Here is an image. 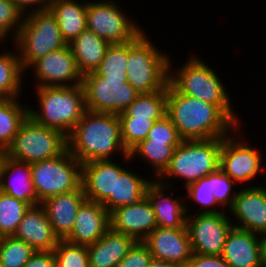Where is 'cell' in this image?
Returning a JSON list of instances; mask_svg holds the SVG:
<instances>
[{
    "mask_svg": "<svg viewBox=\"0 0 266 267\" xmlns=\"http://www.w3.org/2000/svg\"><path fill=\"white\" fill-rule=\"evenodd\" d=\"M23 19V13L11 0H0V45L7 41L8 35L14 42Z\"/></svg>",
    "mask_w": 266,
    "mask_h": 267,
    "instance_id": "cell-39",
    "label": "cell"
},
{
    "mask_svg": "<svg viewBox=\"0 0 266 267\" xmlns=\"http://www.w3.org/2000/svg\"><path fill=\"white\" fill-rule=\"evenodd\" d=\"M67 149L81 163L113 159L121 154L123 161H132L123 146L118 114L86 110L67 137Z\"/></svg>",
    "mask_w": 266,
    "mask_h": 267,
    "instance_id": "cell-1",
    "label": "cell"
},
{
    "mask_svg": "<svg viewBox=\"0 0 266 267\" xmlns=\"http://www.w3.org/2000/svg\"><path fill=\"white\" fill-rule=\"evenodd\" d=\"M56 267H90L87 246L59 240L53 250Z\"/></svg>",
    "mask_w": 266,
    "mask_h": 267,
    "instance_id": "cell-38",
    "label": "cell"
},
{
    "mask_svg": "<svg viewBox=\"0 0 266 267\" xmlns=\"http://www.w3.org/2000/svg\"><path fill=\"white\" fill-rule=\"evenodd\" d=\"M221 256L231 267H262L260 235L233 227L227 236Z\"/></svg>",
    "mask_w": 266,
    "mask_h": 267,
    "instance_id": "cell-24",
    "label": "cell"
},
{
    "mask_svg": "<svg viewBox=\"0 0 266 267\" xmlns=\"http://www.w3.org/2000/svg\"><path fill=\"white\" fill-rule=\"evenodd\" d=\"M129 42L123 44H110L103 60L94 71L97 76L106 80L127 81Z\"/></svg>",
    "mask_w": 266,
    "mask_h": 267,
    "instance_id": "cell-33",
    "label": "cell"
},
{
    "mask_svg": "<svg viewBox=\"0 0 266 267\" xmlns=\"http://www.w3.org/2000/svg\"><path fill=\"white\" fill-rule=\"evenodd\" d=\"M20 99L0 98V148L4 151L29 116V104L23 105Z\"/></svg>",
    "mask_w": 266,
    "mask_h": 267,
    "instance_id": "cell-29",
    "label": "cell"
},
{
    "mask_svg": "<svg viewBox=\"0 0 266 267\" xmlns=\"http://www.w3.org/2000/svg\"><path fill=\"white\" fill-rule=\"evenodd\" d=\"M148 267H183L178 263L152 258Z\"/></svg>",
    "mask_w": 266,
    "mask_h": 267,
    "instance_id": "cell-46",
    "label": "cell"
},
{
    "mask_svg": "<svg viewBox=\"0 0 266 267\" xmlns=\"http://www.w3.org/2000/svg\"><path fill=\"white\" fill-rule=\"evenodd\" d=\"M81 185L87 200L104 204L115 196L116 161L93 160L82 164Z\"/></svg>",
    "mask_w": 266,
    "mask_h": 267,
    "instance_id": "cell-22",
    "label": "cell"
},
{
    "mask_svg": "<svg viewBox=\"0 0 266 267\" xmlns=\"http://www.w3.org/2000/svg\"><path fill=\"white\" fill-rule=\"evenodd\" d=\"M185 190L187 191L186 198L189 200L192 199L194 202L199 204L201 211L197 210L195 211V214L227 212L224 209L222 210L221 206H219V204L217 203L213 193H211L210 174L199 179L198 181L192 182L191 184L187 185ZM218 207H220V210H218Z\"/></svg>",
    "mask_w": 266,
    "mask_h": 267,
    "instance_id": "cell-37",
    "label": "cell"
},
{
    "mask_svg": "<svg viewBox=\"0 0 266 267\" xmlns=\"http://www.w3.org/2000/svg\"><path fill=\"white\" fill-rule=\"evenodd\" d=\"M66 149L64 134L40 125L28 116L4 152L12 159L31 164L55 158Z\"/></svg>",
    "mask_w": 266,
    "mask_h": 267,
    "instance_id": "cell-8",
    "label": "cell"
},
{
    "mask_svg": "<svg viewBox=\"0 0 266 267\" xmlns=\"http://www.w3.org/2000/svg\"><path fill=\"white\" fill-rule=\"evenodd\" d=\"M143 242L148 246L152 258L188 267L193 252L186 227H156Z\"/></svg>",
    "mask_w": 266,
    "mask_h": 267,
    "instance_id": "cell-16",
    "label": "cell"
},
{
    "mask_svg": "<svg viewBox=\"0 0 266 267\" xmlns=\"http://www.w3.org/2000/svg\"><path fill=\"white\" fill-rule=\"evenodd\" d=\"M4 154H5L4 150L2 148H0V164H1V161H2Z\"/></svg>",
    "mask_w": 266,
    "mask_h": 267,
    "instance_id": "cell-48",
    "label": "cell"
},
{
    "mask_svg": "<svg viewBox=\"0 0 266 267\" xmlns=\"http://www.w3.org/2000/svg\"><path fill=\"white\" fill-rule=\"evenodd\" d=\"M229 211L230 218L233 217L236 220L231 219L234 227L259 235L265 234L266 187L257 184L240 188Z\"/></svg>",
    "mask_w": 266,
    "mask_h": 267,
    "instance_id": "cell-15",
    "label": "cell"
},
{
    "mask_svg": "<svg viewBox=\"0 0 266 267\" xmlns=\"http://www.w3.org/2000/svg\"><path fill=\"white\" fill-rule=\"evenodd\" d=\"M177 146L166 145L165 142H150L145 139L134 147L129 155L133 160L139 157L142 161H146L145 163L152 167V179L157 180L169 166Z\"/></svg>",
    "mask_w": 266,
    "mask_h": 267,
    "instance_id": "cell-31",
    "label": "cell"
},
{
    "mask_svg": "<svg viewBox=\"0 0 266 267\" xmlns=\"http://www.w3.org/2000/svg\"><path fill=\"white\" fill-rule=\"evenodd\" d=\"M86 20L87 28L110 44L130 42L143 31L114 0H88Z\"/></svg>",
    "mask_w": 266,
    "mask_h": 267,
    "instance_id": "cell-10",
    "label": "cell"
},
{
    "mask_svg": "<svg viewBox=\"0 0 266 267\" xmlns=\"http://www.w3.org/2000/svg\"><path fill=\"white\" fill-rule=\"evenodd\" d=\"M149 39L143 30L129 42L127 82L139 94L167 90L169 83L170 57Z\"/></svg>",
    "mask_w": 266,
    "mask_h": 267,
    "instance_id": "cell-6",
    "label": "cell"
},
{
    "mask_svg": "<svg viewBox=\"0 0 266 267\" xmlns=\"http://www.w3.org/2000/svg\"><path fill=\"white\" fill-rule=\"evenodd\" d=\"M136 242L132 236L110 228L101 239L87 246L90 267H116Z\"/></svg>",
    "mask_w": 266,
    "mask_h": 267,
    "instance_id": "cell-25",
    "label": "cell"
},
{
    "mask_svg": "<svg viewBox=\"0 0 266 267\" xmlns=\"http://www.w3.org/2000/svg\"><path fill=\"white\" fill-rule=\"evenodd\" d=\"M199 57L195 54L191 55L183 66L175 68V72L172 71L173 65L170 58L169 82L181 94L217 105L238 127L241 126L240 117L234 111L226 85H223L216 70Z\"/></svg>",
    "mask_w": 266,
    "mask_h": 267,
    "instance_id": "cell-3",
    "label": "cell"
},
{
    "mask_svg": "<svg viewBox=\"0 0 266 267\" xmlns=\"http://www.w3.org/2000/svg\"><path fill=\"white\" fill-rule=\"evenodd\" d=\"M166 115L183 140L224 138L238 126L217 106L167 85Z\"/></svg>",
    "mask_w": 266,
    "mask_h": 267,
    "instance_id": "cell-2",
    "label": "cell"
},
{
    "mask_svg": "<svg viewBox=\"0 0 266 267\" xmlns=\"http://www.w3.org/2000/svg\"><path fill=\"white\" fill-rule=\"evenodd\" d=\"M238 185L233 181L226 173H224L220 168L210 174V189L213 193L217 203L222 207H227V211L232 208L234 199L237 195L238 190H235Z\"/></svg>",
    "mask_w": 266,
    "mask_h": 267,
    "instance_id": "cell-40",
    "label": "cell"
},
{
    "mask_svg": "<svg viewBox=\"0 0 266 267\" xmlns=\"http://www.w3.org/2000/svg\"><path fill=\"white\" fill-rule=\"evenodd\" d=\"M227 213L187 214L186 228L193 253L222 255L227 236L234 227Z\"/></svg>",
    "mask_w": 266,
    "mask_h": 267,
    "instance_id": "cell-13",
    "label": "cell"
},
{
    "mask_svg": "<svg viewBox=\"0 0 266 267\" xmlns=\"http://www.w3.org/2000/svg\"><path fill=\"white\" fill-rule=\"evenodd\" d=\"M35 250L23 240L5 236L0 241V265L2 267H23Z\"/></svg>",
    "mask_w": 266,
    "mask_h": 267,
    "instance_id": "cell-35",
    "label": "cell"
},
{
    "mask_svg": "<svg viewBox=\"0 0 266 267\" xmlns=\"http://www.w3.org/2000/svg\"><path fill=\"white\" fill-rule=\"evenodd\" d=\"M83 1L52 0L48 8L56 18L62 37L67 44L87 28L88 0Z\"/></svg>",
    "mask_w": 266,
    "mask_h": 267,
    "instance_id": "cell-28",
    "label": "cell"
},
{
    "mask_svg": "<svg viewBox=\"0 0 266 267\" xmlns=\"http://www.w3.org/2000/svg\"><path fill=\"white\" fill-rule=\"evenodd\" d=\"M123 146L129 153L140 142L146 139L154 124L147 118L119 117Z\"/></svg>",
    "mask_w": 266,
    "mask_h": 267,
    "instance_id": "cell-36",
    "label": "cell"
},
{
    "mask_svg": "<svg viewBox=\"0 0 266 267\" xmlns=\"http://www.w3.org/2000/svg\"><path fill=\"white\" fill-rule=\"evenodd\" d=\"M13 237L23 240L35 251H52L59 242L41 204L30 206Z\"/></svg>",
    "mask_w": 266,
    "mask_h": 267,
    "instance_id": "cell-20",
    "label": "cell"
},
{
    "mask_svg": "<svg viewBox=\"0 0 266 267\" xmlns=\"http://www.w3.org/2000/svg\"><path fill=\"white\" fill-rule=\"evenodd\" d=\"M23 267H56L54 252L35 251Z\"/></svg>",
    "mask_w": 266,
    "mask_h": 267,
    "instance_id": "cell-44",
    "label": "cell"
},
{
    "mask_svg": "<svg viewBox=\"0 0 266 267\" xmlns=\"http://www.w3.org/2000/svg\"><path fill=\"white\" fill-rule=\"evenodd\" d=\"M0 191L30 206L38 205L31 178V164L4 154L0 164Z\"/></svg>",
    "mask_w": 266,
    "mask_h": 267,
    "instance_id": "cell-23",
    "label": "cell"
},
{
    "mask_svg": "<svg viewBox=\"0 0 266 267\" xmlns=\"http://www.w3.org/2000/svg\"><path fill=\"white\" fill-rule=\"evenodd\" d=\"M171 189V186L153 179L146 189V197L155 213L157 227L185 228L187 214L191 212L190 207L186 205V198L179 195L173 197Z\"/></svg>",
    "mask_w": 266,
    "mask_h": 267,
    "instance_id": "cell-17",
    "label": "cell"
},
{
    "mask_svg": "<svg viewBox=\"0 0 266 267\" xmlns=\"http://www.w3.org/2000/svg\"><path fill=\"white\" fill-rule=\"evenodd\" d=\"M15 6L23 13L47 10L52 0H11Z\"/></svg>",
    "mask_w": 266,
    "mask_h": 267,
    "instance_id": "cell-45",
    "label": "cell"
},
{
    "mask_svg": "<svg viewBox=\"0 0 266 267\" xmlns=\"http://www.w3.org/2000/svg\"><path fill=\"white\" fill-rule=\"evenodd\" d=\"M157 227L155 213L145 196L138 203L116 208L110 213V228L143 241Z\"/></svg>",
    "mask_w": 266,
    "mask_h": 267,
    "instance_id": "cell-19",
    "label": "cell"
},
{
    "mask_svg": "<svg viewBox=\"0 0 266 267\" xmlns=\"http://www.w3.org/2000/svg\"><path fill=\"white\" fill-rule=\"evenodd\" d=\"M152 255L143 241H137L116 267H148Z\"/></svg>",
    "mask_w": 266,
    "mask_h": 267,
    "instance_id": "cell-42",
    "label": "cell"
},
{
    "mask_svg": "<svg viewBox=\"0 0 266 267\" xmlns=\"http://www.w3.org/2000/svg\"><path fill=\"white\" fill-rule=\"evenodd\" d=\"M122 165L124 164L120 165L116 162L115 196H110L103 204L109 213L121 206L138 203L146 196V189L153 181L152 178L148 180Z\"/></svg>",
    "mask_w": 266,
    "mask_h": 267,
    "instance_id": "cell-26",
    "label": "cell"
},
{
    "mask_svg": "<svg viewBox=\"0 0 266 267\" xmlns=\"http://www.w3.org/2000/svg\"><path fill=\"white\" fill-rule=\"evenodd\" d=\"M86 110L94 112H124L137 98L139 93L127 81L106 80L94 72L83 76Z\"/></svg>",
    "mask_w": 266,
    "mask_h": 267,
    "instance_id": "cell-12",
    "label": "cell"
},
{
    "mask_svg": "<svg viewBox=\"0 0 266 267\" xmlns=\"http://www.w3.org/2000/svg\"><path fill=\"white\" fill-rule=\"evenodd\" d=\"M85 200L86 195L81 185L75 191L54 195L41 202L59 240H64L71 233L77 210Z\"/></svg>",
    "mask_w": 266,
    "mask_h": 267,
    "instance_id": "cell-21",
    "label": "cell"
},
{
    "mask_svg": "<svg viewBox=\"0 0 266 267\" xmlns=\"http://www.w3.org/2000/svg\"><path fill=\"white\" fill-rule=\"evenodd\" d=\"M31 178L41 204L48 197L78 189L82 164L66 149L55 158L31 163Z\"/></svg>",
    "mask_w": 266,
    "mask_h": 267,
    "instance_id": "cell-9",
    "label": "cell"
},
{
    "mask_svg": "<svg viewBox=\"0 0 266 267\" xmlns=\"http://www.w3.org/2000/svg\"><path fill=\"white\" fill-rule=\"evenodd\" d=\"M222 141L223 138L183 140L175 148L169 166L157 180L164 185L173 186L170 179H178L186 187L216 172L220 165Z\"/></svg>",
    "mask_w": 266,
    "mask_h": 267,
    "instance_id": "cell-5",
    "label": "cell"
},
{
    "mask_svg": "<svg viewBox=\"0 0 266 267\" xmlns=\"http://www.w3.org/2000/svg\"><path fill=\"white\" fill-rule=\"evenodd\" d=\"M13 48L16 52L5 48V52L0 53V98H18L23 94L22 81L26 73L21 66L17 49L15 46Z\"/></svg>",
    "mask_w": 266,
    "mask_h": 267,
    "instance_id": "cell-30",
    "label": "cell"
},
{
    "mask_svg": "<svg viewBox=\"0 0 266 267\" xmlns=\"http://www.w3.org/2000/svg\"><path fill=\"white\" fill-rule=\"evenodd\" d=\"M188 267H231L222 256L193 253Z\"/></svg>",
    "mask_w": 266,
    "mask_h": 267,
    "instance_id": "cell-43",
    "label": "cell"
},
{
    "mask_svg": "<svg viewBox=\"0 0 266 267\" xmlns=\"http://www.w3.org/2000/svg\"><path fill=\"white\" fill-rule=\"evenodd\" d=\"M110 229V213L103 204L85 200L77 210L71 233L64 239L76 245L89 246Z\"/></svg>",
    "mask_w": 266,
    "mask_h": 267,
    "instance_id": "cell-18",
    "label": "cell"
},
{
    "mask_svg": "<svg viewBox=\"0 0 266 267\" xmlns=\"http://www.w3.org/2000/svg\"><path fill=\"white\" fill-rule=\"evenodd\" d=\"M39 109L29 105V116L38 124L60 131L66 137L86 112L83 84L35 88Z\"/></svg>",
    "mask_w": 266,
    "mask_h": 267,
    "instance_id": "cell-4",
    "label": "cell"
},
{
    "mask_svg": "<svg viewBox=\"0 0 266 267\" xmlns=\"http://www.w3.org/2000/svg\"><path fill=\"white\" fill-rule=\"evenodd\" d=\"M33 70L36 79L34 88L44 86H75L82 84L83 76L79 72L76 60L69 45L46 54L36 60L28 71Z\"/></svg>",
    "mask_w": 266,
    "mask_h": 267,
    "instance_id": "cell-14",
    "label": "cell"
},
{
    "mask_svg": "<svg viewBox=\"0 0 266 267\" xmlns=\"http://www.w3.org/2000/svg\"><path fill=\"white\" fill-rule=\"evenodd\" d=\"M30 205L0 191V235L13 236Z\"/></svg>",
    "mask_w": 266,
    "mask_h": 267,
    "instance_id": "cell-34",
    "label": "cell"
},
{
    "mask_svg": "<svg viewBox=\"0 0 266 267\" xmlns=\"http://www.w3.org/2000/svg\"><path fill=\"white\" fill-rule=\"evenodd\" d=\"M67 45L59 24L49 9L25 14L13 42L25 72L39 58Z\"/></svg>",
    "mask_w": 266,
    "mask_h": 267,
    "instance_id": "cell-7",
    "label": "cell"
},
{
    "mask_svg": "<svg viewBox=\"0 0 266 267\" xmlns=\"http://www.w3.org/2000/svg\"><path fill=\"white\" fill-rule=\"evenodd\" d=\"M167 90L139 94L134 102L119 117L147 118L154 122L166 115Z\"/></svg>",
    "mask_w": 266,
    "mask_h": 267,
    "instance_id": "cell-32",
    "label": "cell"
},
{
    "mask_svg": "<svg viewBox=\"0 0 266 267\" xmlns=\"http://www.w3.org/2000/svg\"><path fill=\"white\" fill-rule=\"evenodd\" d=\"M82 76L94 72L104 58L110 43L86 28L68 43Z\"/></svg>",
    "mask_w": 266,
    "mask_h": 267,
    "instance_id": "cell-27",
    "label": "cell"
},
{
    "mask_svg": "<svg viewBox=\"0 0 266 267\" xmlns=\"http://www.w3.org/2000/svg\"><path fill=\"white\" fill-rule=\"evenodd\" d=\"M242 126L237 127L230 135L223 138L220 151L219 168L237 184L250 182L260 176L266 165L261 151L249 145L239 135ZM263 156V157H262ZM265 166V167H264Z\"/></svg>",
    "mask_w": 266,
    "mask_h": 267,
    "instance_id": "cell-11",
    "label": "cell"
},
{
    "mask_svg": "<svg viewBox=\"0 0 266 267\" xmlns=\"http://www.w3.org/2000/svg\"><path fill=\"white\" fill-rule=\"evenodd\" d=\"M261 266L266 267V233L260 235Z\"/></svg>",
    "mask_w": 266,
    "mask_h": 267,
    "instance_id": "cell-47",
    "label": "cell"
},
{
    "mask_svg": "<svg viewBox=\"0 0 266 267\" xmlns=\"http://www.w3.org/2000/svg\"><path fill=\"white\" fill-rule=\"evenodd\" d=\"M146 139L150 142H165L166 145H179L183 141L167 115L154 122Z\"/></svg>",
    "mask_w": 266,
    "mask_h": 267,
    "instance_id": "cell-41",
    "label": "cell"
}]
</instances>
